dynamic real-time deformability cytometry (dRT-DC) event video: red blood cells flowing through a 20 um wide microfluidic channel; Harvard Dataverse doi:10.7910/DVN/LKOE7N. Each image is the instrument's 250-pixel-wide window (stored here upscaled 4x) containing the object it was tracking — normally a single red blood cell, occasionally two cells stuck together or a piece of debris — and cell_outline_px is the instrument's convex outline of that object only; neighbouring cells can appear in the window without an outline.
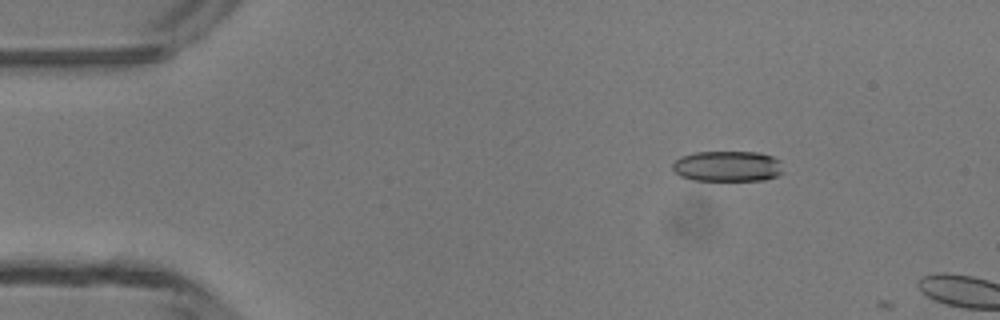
{"species": "common noctule bat (a hibernating species)", "species_latin": "Nyctalus noctula", "temperature_condition": "room temperature", "stored_images_in_passage": 3, "camera_frame_rate_fps": 3000, "um_per_image_px": 0.085, "animal": {"sex": "male", "body_mass_g": 13.3}, "frame": {"image": 1, "passage_image": 2, "time_ms": 1.0, "image_size_px": [1000, 320], "cell_outline_px": [[784, 172], [776, 176], [764, 180], [696, 180], [680, 176], [672, 168], [672, 164], [680, 156], [696, 152], [756, 152], [772, 156], [780, 160]], "centroid_in_image_um": [61.86, 14.12], "position_along_channel_um": 23.1, "area_um2": 19.77}}